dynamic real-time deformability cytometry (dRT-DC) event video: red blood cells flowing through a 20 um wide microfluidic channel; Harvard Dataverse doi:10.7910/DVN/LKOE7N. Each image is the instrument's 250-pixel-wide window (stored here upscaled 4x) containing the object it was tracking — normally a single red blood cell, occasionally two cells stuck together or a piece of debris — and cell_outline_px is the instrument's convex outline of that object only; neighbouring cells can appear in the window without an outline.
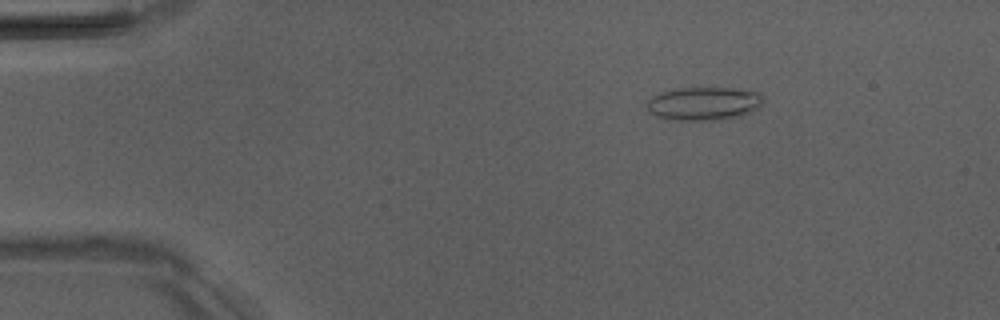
{"species": "Egyptian fruit bat (a non-hibernating species)", "species_latin": "Rousettus aegyptiacus", "temperature_condition": "room temperature", "stored_images_in_passage": 5, "camera_frame_rate_fps": 3000, "um_per_image_px": 0.085, "animal": {"sex": "male"}, "frame": {"image": 1, "passage_image": 3, "time_ms": 2.333, "image_size_px": [1000, 320], "cell_outline_px": [[764, 100], [760, 108], [740, 116], [720, 120], [676, 120], [656, 116], [644, 104], [652, 96], [660, 92], [680, 88], [732, 88], [756, 92], [764, 96]], "centroid_in_image_um": [59.84, 8.8], "position_along_channel_um": 25.2, "area_um2": 22.66}}